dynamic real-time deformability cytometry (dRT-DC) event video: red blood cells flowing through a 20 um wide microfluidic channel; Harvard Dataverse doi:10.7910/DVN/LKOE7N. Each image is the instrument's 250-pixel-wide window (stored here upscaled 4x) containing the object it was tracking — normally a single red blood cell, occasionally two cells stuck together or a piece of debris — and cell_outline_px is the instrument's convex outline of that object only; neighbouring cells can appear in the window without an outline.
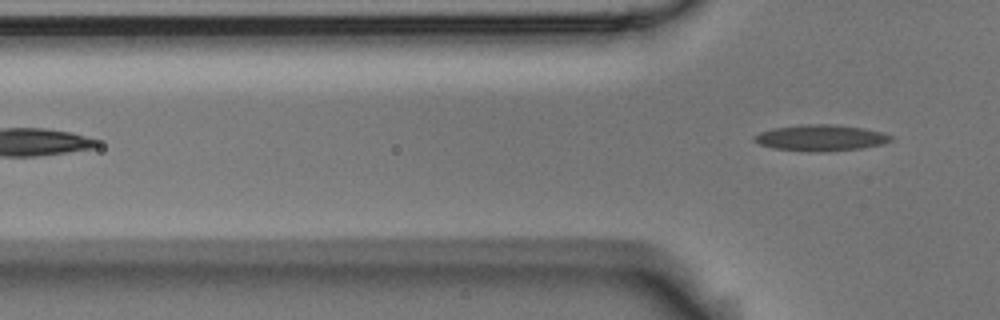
{"species": "Egyptian fruit bat (a non-hibernating species)", "species_latin": "Rousettus aegyptiacus", "temperature_condition": "room temperature", "stored_images_in_passage": 5, "camera_frame_rate_fps": 3000, "um_per_image_px": 0.085, "animal": {"sex": "male"}, "frame": {"image": 1, "passage_image": 5, "time_ms": 1.333, "image_size_px": [1000, 320], "cell_outline_px": [[892, 140], [880, 144], [860, 148], [776, 148], [760, 144], [752, 140], [752, 136], [760, 132], [772, 128], [804, 124], [836, 124], [864, 128], [880, 132], [892, 136]], "centroid_in_image_um": [69.74, 11.63], "position_along_channel_um": 56.1, "area_um2": 19.36}}